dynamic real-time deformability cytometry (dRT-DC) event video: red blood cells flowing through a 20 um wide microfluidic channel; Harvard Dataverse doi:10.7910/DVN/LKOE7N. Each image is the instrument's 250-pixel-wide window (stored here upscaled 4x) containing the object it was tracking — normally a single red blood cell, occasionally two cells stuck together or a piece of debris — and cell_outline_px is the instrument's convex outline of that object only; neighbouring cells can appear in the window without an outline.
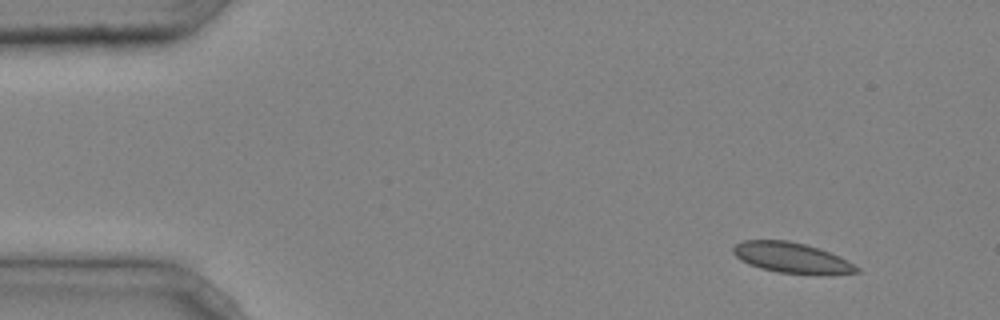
{"species": "common noctule bat (a hibernating species)", "species_latin": "Nyctalus noctula", "temperature_condition": "cold", "stored_images_in_passage": 2, "camera_frame_rate_fps": 3000, "um_per_image_px": 0.085, "animal": {"sex": "male", "body_mass_g": 20.4}, "frame": {"image": 1, "passage_image": 1, "time_ms": 0.0, "image_size_px": [1000, 320], "cell_outline_px": [[860, 272], [776, 272], [760, 268], [748, 264], [740, 260], [732, 252], [732, 248], [736, 244], [744, 240], [788, 240], [804, 244], [828, 252], [860, 268]], "centroid_in_image_um": [67.13, 21.86], "position_along_channel_um": 17.9, "area_um2": 20.81}}